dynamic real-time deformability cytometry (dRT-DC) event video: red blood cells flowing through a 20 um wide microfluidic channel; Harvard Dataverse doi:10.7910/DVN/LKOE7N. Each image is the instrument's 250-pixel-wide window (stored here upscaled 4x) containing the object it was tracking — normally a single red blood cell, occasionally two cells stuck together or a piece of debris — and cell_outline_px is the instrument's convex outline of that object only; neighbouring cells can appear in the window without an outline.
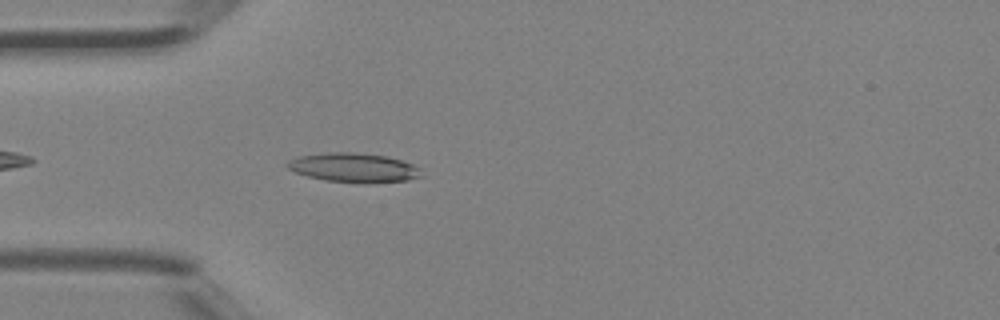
{"species": "Egyptian fruit bat (a non-hibernating species)", "species_latin": "Rousettus aegyptiacus", "temperature_condition": "room temperature", "stored_images_in_passage": 35, "camera_frame_rate_fps": 3000, "um_per_image_px": 0.085, "animal": {"sex": "female"}, "frame": {"image": 1, "passage_image": 3, "time_ms": 0.667, "image_size_px": [1000, 320], "cell_outline_px": [[424, 176], [408, 180], [364, 184], [324, 180], [308, 176], [296, 172], [288, 168], [284, 164], [288, 160], [300, 156], [332, 152], [352, 152], [388, 156], [412, 164], [420, 168]], "centroid_in_image_um": [30.1, 14.26], "position_along_channel_um": 54.9, "area_um2": 23.0}}
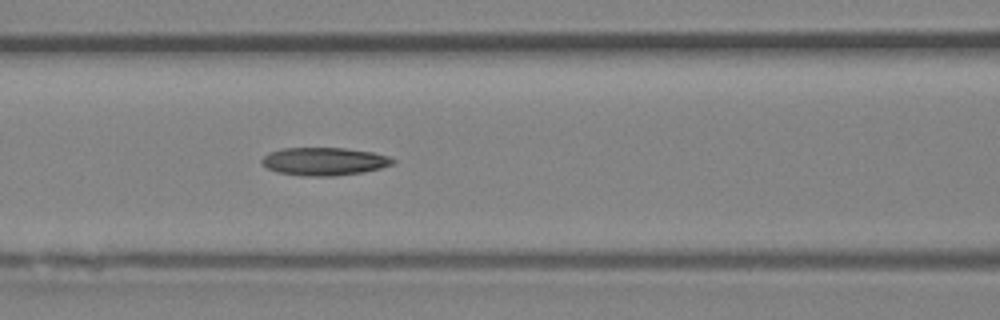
{"frame": {"image": 2, "passage_image": 9, "time_ms": 2.667, "image_size_px": [1000, 320], "cell_outline_px": [[396, 160], [392, 164], [380, 168], [360, 172], [336, 176], [304, 176], [276, 172], [260, 164], [260, 160], [264, 156], [272, 152], [284, 148], [344, 148], [372, 152], [388, 156]], "centroid_in_image_um": [27.53, 13.72], "position_along_channel_um": 139.1, "area_um2": 21.21}}
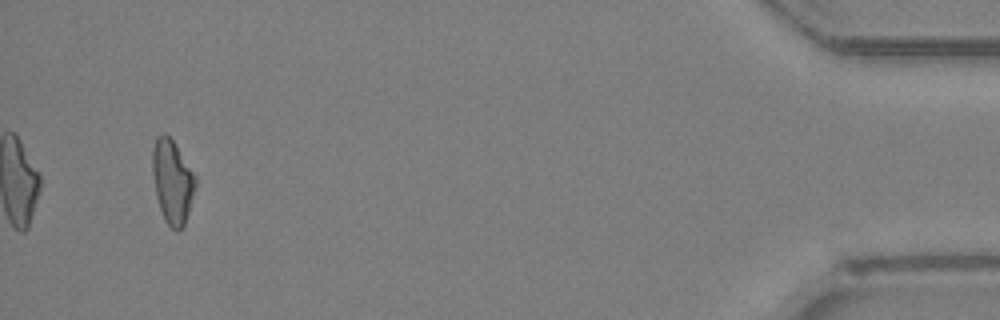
{"frame": {"image": 3, "passage_image": 33, "time_ms": 10.667, "image_size_px": [1000, 320], "cell_outline_px": [[196, 184], [188, 212], [184, 224], [176, 232], [164, 220], [156, 196], [152, 172], [152, 148], [156, 136], [164, 132], [172, 140], [196, 176]], "centroid_in_image_um": [14.62, 15.41], "position_along_channel_um": 420.6, "area_um2": 20.75}, "authors_computed_cell_mechanics": {"area_um2": 20.9814, "velocity_mm_per_s": 4.5293, "shape_relaxation_time_tau1_ms": 4.6036, "shape_relaxation_time_tau2_ms": null, "deformation_change_tau1": 0.148, "deformation_change_tau2": null}}